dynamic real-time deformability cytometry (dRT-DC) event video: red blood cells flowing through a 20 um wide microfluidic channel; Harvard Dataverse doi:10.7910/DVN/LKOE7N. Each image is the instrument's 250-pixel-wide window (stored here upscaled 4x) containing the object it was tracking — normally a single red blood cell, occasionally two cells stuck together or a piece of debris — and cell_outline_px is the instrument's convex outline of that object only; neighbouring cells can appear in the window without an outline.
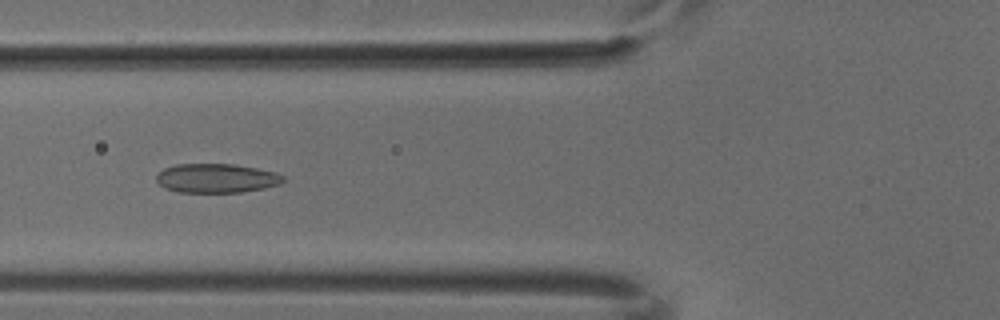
{"species": "common noctule bat (a hibernating species)", "species_latin": "Nyctalus noctula", "temperature_condition": "cold", "stored_images_in_passage": 4, "camera_frame_rate_fps": 3000, "um_per_image_px": 0.085, "animal": {"sex": "male", "body_mass_g": 18.8}, "frame": {"image": 1, "passage_image": 4, "time_ms": 1.0, "image_size_px": [1000, 320], "cell_outline_px": [[284, 180], [280, 184], [264, 188], [240, 192], [176, 192], [164, 188], [156, 180], [156, 176], [164, 168], [176, 164], [236, 164], [276, 172], [284, 176]], "centroid_in_image_um": [18.4, 15.14], "position_along_channel_um": 107.4, "area_um2": 21.56}}